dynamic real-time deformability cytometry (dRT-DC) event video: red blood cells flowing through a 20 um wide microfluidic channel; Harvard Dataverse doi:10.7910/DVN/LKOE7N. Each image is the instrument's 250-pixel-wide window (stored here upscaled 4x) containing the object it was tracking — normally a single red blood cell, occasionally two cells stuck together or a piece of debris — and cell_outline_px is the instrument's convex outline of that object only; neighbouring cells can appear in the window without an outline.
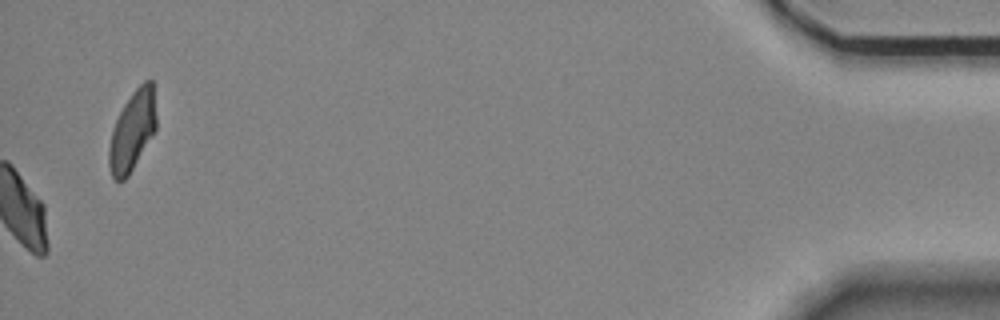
{"species": "Egyptian fruit bat (a non-hibernating species)", "species_latin": "Rousettus aegyptiacus", "temperature_condition": "room temperature", "stored_images_in_passage": 57, "camera_frame_rate_fps": 3000, "um_per_image_px": 0.085, "animal": {"sex": "female"}, "frame": {"image": 1, "passage_image": 57, "time_ms": 18.667, "image_size_px": [1000, 320], "cell_outline_px": [[156, 128], [128, 176], [124, 180], [116, 180], [112, 176], [108, 164], [108, 148], [112, 128], [124, 104], [132, 92], [144, 80], [152, 80], [156, 116]], "centroid_in_image_um": [11.23, 11.11], "position_along_channel_um": 424.0, "area_um2": 21.73}, "authors_computed_cell_mechanics": {"area_um2": 24.7962, "velocity_mm_per_s": 3.4848, "shape_relaxation_time_tau1_ms": null, "shape_relaxation_time_tau2_ms": 6.2208, "deformation_change_tau1": null, "deformation_change_tau2": 0.0891}}